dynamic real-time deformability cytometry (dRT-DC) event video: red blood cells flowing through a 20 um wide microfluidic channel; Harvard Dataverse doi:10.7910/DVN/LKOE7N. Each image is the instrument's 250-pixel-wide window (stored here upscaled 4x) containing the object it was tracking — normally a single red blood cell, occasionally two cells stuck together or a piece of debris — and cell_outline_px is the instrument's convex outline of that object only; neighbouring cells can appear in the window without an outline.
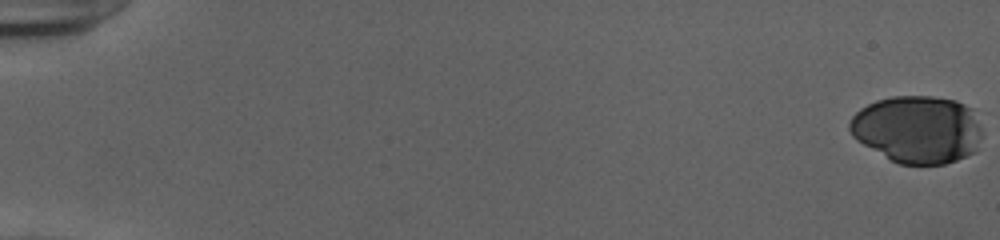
{"species": "human", "species_latin": "Homo sapiens", "temperature_condition": "cold", "stored_images_in_passage": 54, "camera_frame_rate_fps": 3000, "um_per_image_px": 0.085, "donor": {"sex": "female"}, "frame": {"image": 1, "passage_image": 1, "time_ms": 0.0, "image_size_px": [1000, 240], "cell_outline_px": [[980, 136], [976, 152], [956, 160], [944, 164], [900, 164], [892, 160], [856, 140], [852, 136], [848, 128], [848, 124], [852, 116], [860, 108], [876, 100], [892, 96], [932, 96], [956, 100], [972, 108], [980, 128]], "centroid_in_image_um": [77.97, 10.98], "position_along_channel_um": 7.0, "area_um2": 52.19}}
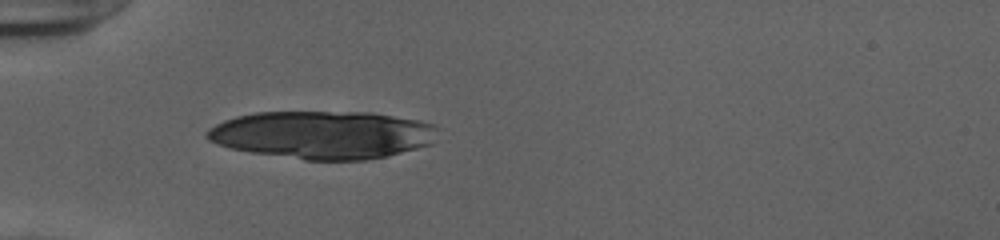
{"frame": {"image": 2, "passage_image": 19, "time_ms": 6.0, "image_size_px": [1000, 240], "cell_outline_px": [[436, 128], [432, 144], [388, 156], [368, 160], [304, 160], [252, 152], [232, 148], [216, 144], [208, 140], [204, 136], [204, 132], [208, 128], [224, 120], [236, 116], [256, 112], [372, 112], [416, 120], [432, 124]], "centroid_in_image_um": [27.38, 11.46], "position_along_channel_um": 57.6, "area_um2": 64.5}}